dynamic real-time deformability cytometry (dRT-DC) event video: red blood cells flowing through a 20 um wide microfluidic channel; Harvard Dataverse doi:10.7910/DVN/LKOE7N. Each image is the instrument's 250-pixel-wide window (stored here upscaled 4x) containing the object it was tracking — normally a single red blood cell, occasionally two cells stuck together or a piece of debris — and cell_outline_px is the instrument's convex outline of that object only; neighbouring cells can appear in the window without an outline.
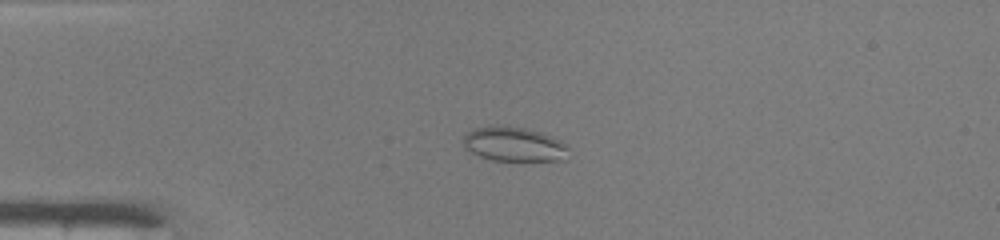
{"species": "common noctule bat (a hibernating species)", "species_latin": "Nyctalus noctula", "temperature_condition": "warm", "stored_images_in_passage": 48, "camera_frame_rate_fps": 3000, "um_per_image_px": 0.085, "animal": {"sex": "male", "body_mass_g": 19.0, "forearm_length_mm": 50.8}, "frame": {"image": 1, "passage_image": 12, "time_ms": 3.667, "image_size_px": [1000, 240], "cell_outline_px": [[568, 160], [492, 160], [480, 156], [464, 148], [464, 136], [468, 132], [476, 128], [492, 124], [504, 124], [524, 128], [540, 132], [552, 136], [568, 144]], "centroid_in_image_um": [43.72, 12.24], "position_along_channel_um": 41.3, "area_um2": 21.39}}
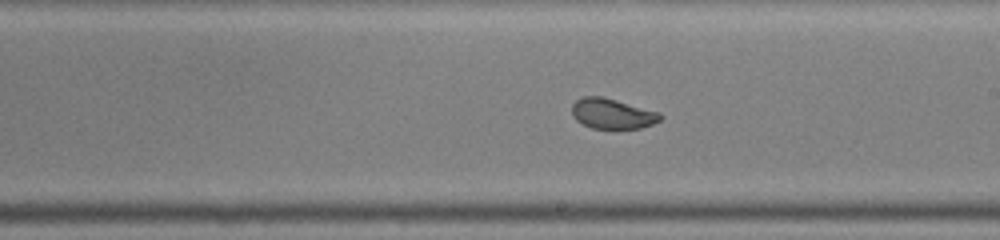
{"frame": {"image": 2, "passage_image": 28, "time_ms": 9.0, "image_size_px": [1000, 240], "cell_outline_px": [[664, 116], [660, 120], [652, 124], [640, 128], [592, 128], [576, 120], [572, 116], [572, 104], [576, 100], [584, 96], [600, 96], [616, 100], [660, 112]], "centroid_in_image_um": [52.05, 9.65], "position_along_channel_um": 237.0, "area_um2": 15.49}}
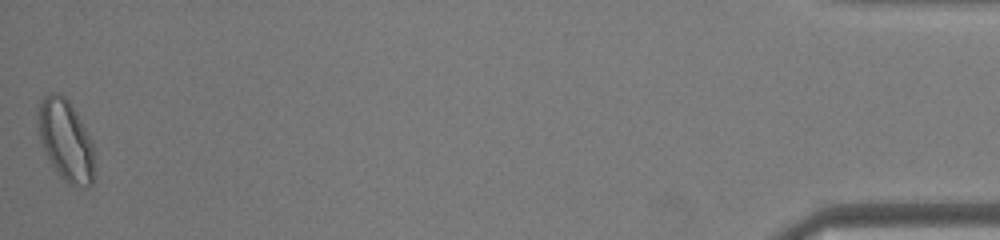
{"frame": {"image": 3, "passage_image": 48, "time_ms": 15.667, "image_size_px": [1000, 240], "cell_outline_px": [[92, 184], [88, 188], [84, 188], [68, 184], [60, 176], [48, 160], [40, 140], [36, 112], [40, 100], [48, 92], [56, 92], [64, 96], [68, 100], [92, 140]], "centroid_in_image_um": [5.54, 11.91], "position_along_channel_um": 429.7, "area_um2": 26.59}, "authors_computed_cell_mechanics": {"area_um2": 19.8832, "velocity_mm_per_s": 4.2292, "shape_relaxation_time_tau1_ms": 7.4387, "shape_relaxation_time_tau2_ms": 0.5354, "deformation_change_tau1": 0.157, "deformation_change_tau2": 0.0512}}